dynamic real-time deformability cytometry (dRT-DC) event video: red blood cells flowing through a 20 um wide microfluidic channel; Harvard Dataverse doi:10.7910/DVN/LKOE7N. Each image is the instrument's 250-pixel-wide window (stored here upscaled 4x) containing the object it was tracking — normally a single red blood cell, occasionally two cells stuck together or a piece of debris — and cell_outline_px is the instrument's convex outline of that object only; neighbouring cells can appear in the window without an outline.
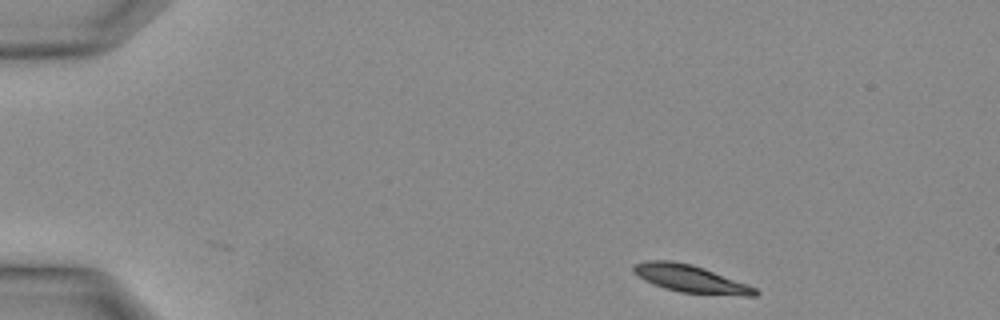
{"species": "Egyptian fruit bat (a non-hibernating species)", "species_latin": "Rousettus aegyptiacus", "temperature_condition": "warm", "stored_images_in_passage": 9, "camera_frame_rate_fps": 3000, "um_per_image_px": 0.085, "animal": {"sex": "female"}, "frame": {"image": 1, "passage_image": 1, "time_ms": 0.0, "image_size_px": [1000, 320], "cell_outline_px": [[760, 292], [756, 296], [740, 296], [680, 292], [664, 288], [652, 284], [644, 280], [632, 268], [636, 264], [644, 260], [672, 260], [692, 264], [704, 268], [748, 284], [756, 288]], "centroid_in_image_um": [58.74, 23.7], "position_along_channel_um": 26.3, "area_um2": 19.54}}
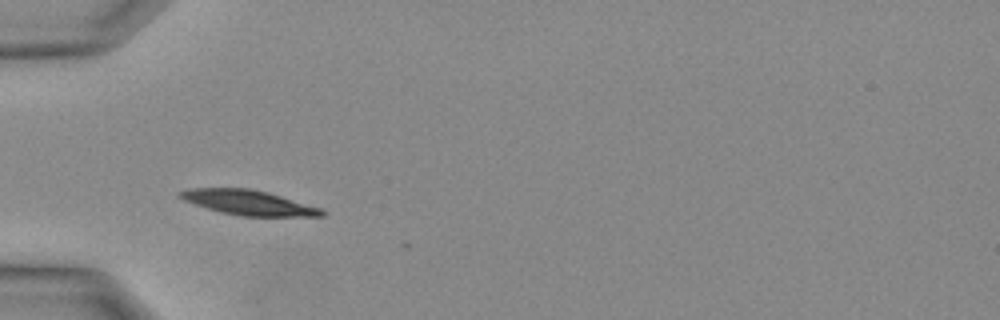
{"frame": {"image": 2, "passage_image": 7, "time_ms": 2.0, "image_size_px": [1000, 320], "cell_outline_px": [[324, 216], [240, 216], [220, 212], [184, 200], [180, 196], [180, 192], [192, 188], [248, 188], [268, 192], [320, 208], [324, 212]], "centroid_in_image_um": [21.13, 17.22], "position_along_channel_um": 63.9, "area_um2": 20.11}}
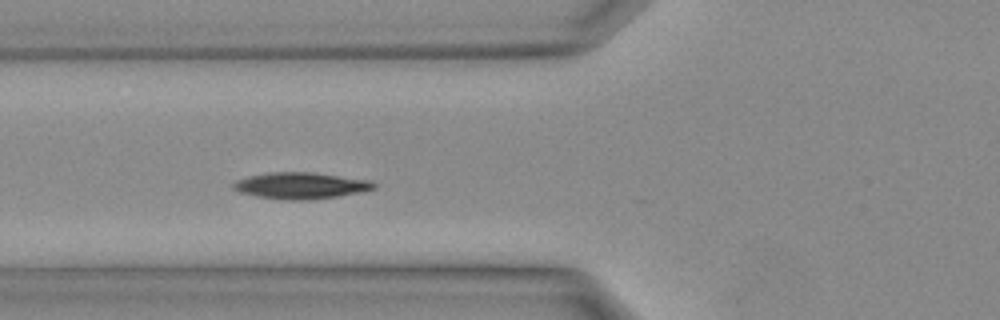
{"frame": {"image": 3, "passage_image": 9, "time_ms": 2.667, "image_size_px": [1000, 320], "cell_outline_px": [[376, 188], [336, 196], [308, 200], [284, 200], [260, 196], [240, 192], [232, 188], [232, 184], [236, 180], [248, 176], [268, 172], [312, 172], [372, 180], [376, 184]], "centroid_in_image_um": [25.55, 15.76], "position_along_channel_um": 100.3, "area_um2": 21.5}}